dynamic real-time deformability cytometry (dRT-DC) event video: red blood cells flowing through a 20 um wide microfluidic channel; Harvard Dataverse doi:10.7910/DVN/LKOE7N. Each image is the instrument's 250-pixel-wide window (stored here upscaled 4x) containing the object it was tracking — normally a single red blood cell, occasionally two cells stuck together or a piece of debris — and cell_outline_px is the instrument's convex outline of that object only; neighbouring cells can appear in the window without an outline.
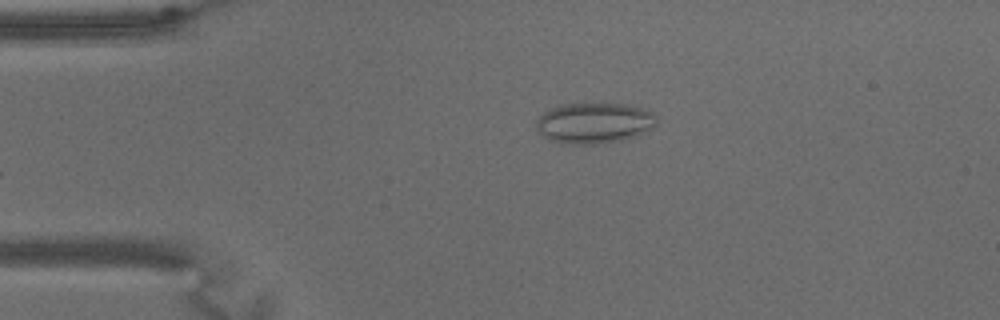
{"species": "common noctule bat (a hibernating species)", "species_latin": "Nyctalus noctula", "temperature_condition": "warm", "stored_images_in_passage": 31, "camera_frame_rate_fps": 3000, "um_per_image_px": 0.085, "animal": {"sex": "male", "body_mass_g": 15.6}, "frame": {"image": 1, "passage_image": 1, "time_ms": 0.0, "image_size_px": [1000, 320], "cell_outline_px": [[656, 124], [652, 128], [636, 136], [620, 140], [596, 144], [560, 144], [548, 140], [536, 128], [536, 120], [544, 112], [556, 104], [632, 104], [644, 108], [652, 112], [656, 116]], "centroid_in_image_um": [50.49, 10.45], "position_along_channel_um": 34.5, "area_um2": 28.84}}
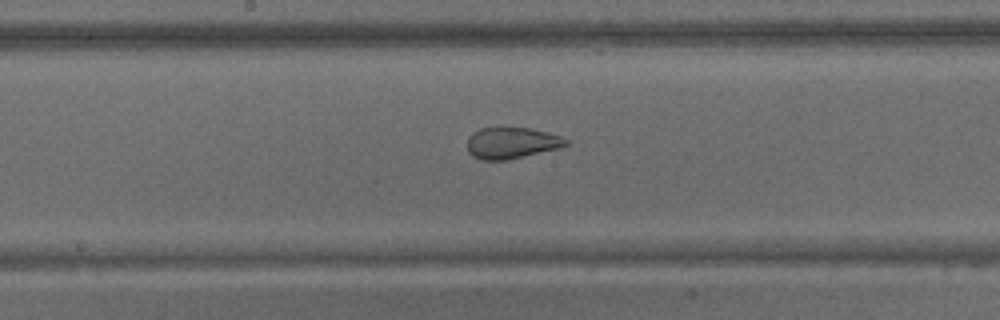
{"frame": {"image": 2, "passage_image": 21, "time_ms": 6.667, "image_size_px": [1000, 320], "cell_outline_px": [[568, 144], [560, 148], [504, 160], [480, 160], [472, 156], [468, 152], [468, 136], [472, 132], [480, 128], [500, 124], [528, 128], [560, 136], [568, 140]], "centroid_in_image_um": [43.42, 12.1], "position_along_channel_um": 204.8, "area_um2": 18.5}}
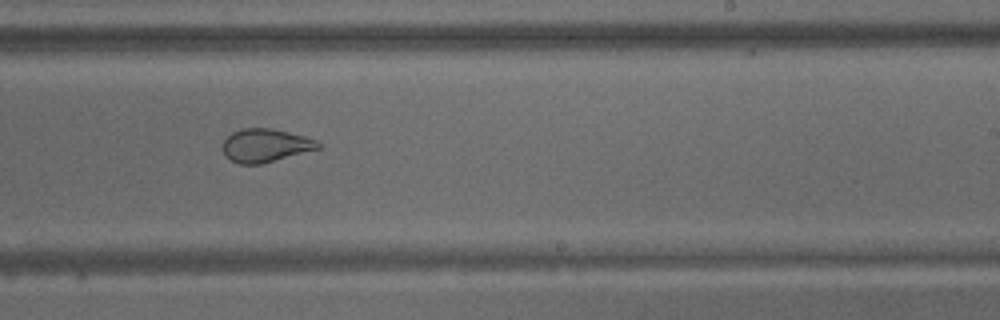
{"frame": {"image": 3, "passage_image": 27, "time_ms": 8.667, "image_size_px": [1000, 320], "cell_outline_px": [[320, 148], [260, 164], [240, 164], [232, 160], [224, 152], [224, 140], [232, 132], [244, 128], [272, 128], [304, 136], [316, 140], [320, 144]], "centroid_in_image_um": [22.57, 12.35], "position_along_channel_um": 266.4, "area_um2": 18.09}}